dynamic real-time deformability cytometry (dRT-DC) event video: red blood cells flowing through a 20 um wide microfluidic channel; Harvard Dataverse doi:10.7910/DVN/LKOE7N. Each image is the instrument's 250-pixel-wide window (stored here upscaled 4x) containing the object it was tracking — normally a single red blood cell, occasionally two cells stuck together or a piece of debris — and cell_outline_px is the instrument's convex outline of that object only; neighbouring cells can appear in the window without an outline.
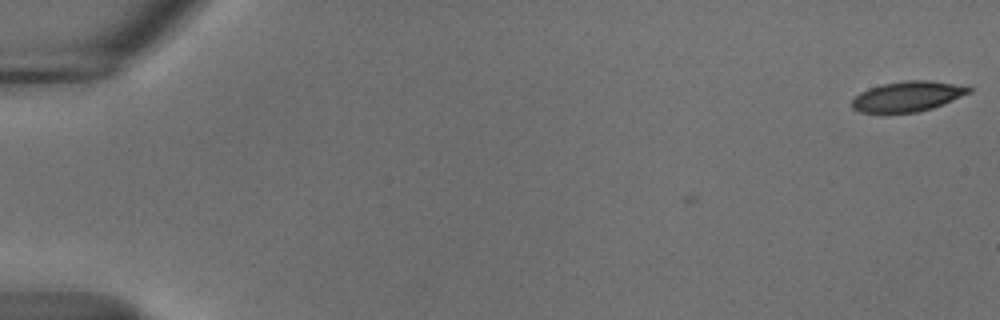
{"species": "common noctule bat (a hibernating species)", "species_latin": "Nyctalus noctula", "temperature_condition": "cold", "stored_images_in_passage": 6, "camera_frame_rate_fps": 3000, "um_per_image_px": 0.085, "animal": {"sex": "male", "body_mass_g": 18.8}, "frame": {"image": 1, "passage_image": 1, "time_ms": 0.0, "image_size_px": [1000, 320], "cell_outline_px": [[972, 92], [932, 108], [916, 112], [860, 112], [852, 108], [852, 100], [860, 92], [868, 88], [880, 84], [904, 80], [932, 80], [968, 84], [972, 88]], "centroid_in_image_um": [77.21, 8.15], "position_along_channel_um": 7.8, "area_um2": 20.87}}